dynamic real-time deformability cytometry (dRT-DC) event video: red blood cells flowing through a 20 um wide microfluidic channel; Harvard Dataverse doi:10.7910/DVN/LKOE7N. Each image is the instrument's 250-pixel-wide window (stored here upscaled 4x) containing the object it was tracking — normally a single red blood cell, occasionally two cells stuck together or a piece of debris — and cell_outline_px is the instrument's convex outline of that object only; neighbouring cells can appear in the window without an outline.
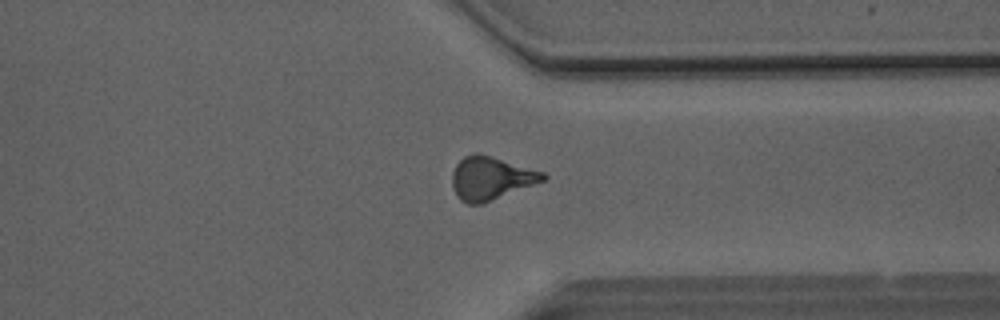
{"species": "Egyptian fruit bat (a non-hibernating species)", "species_latin": "Rousettus aegyptiacus", "temperature_condition": "room temperature", "stored_images_in_passage": 50, "camera_frame_rate_fps": 3000, "um_per_image_px": 0.085, "animal": {"sex": "male"}, "frame": {"image": 1, "passage_image": 39, "time_ms": 12.667, "image_size_px": [1000, 320], "cell_outline_px": [[548, 176], [544, 180], [480, 204], [468, 204], [460, 200], [456, 196], [452, 188], [452, 172], [456, 164], [464, 156], [476, 152], [544, 172]], "centroid_in_image_um": [41.66, 15.14], "position_along_channel_um": 369.7, "area_um2": 22.48}}
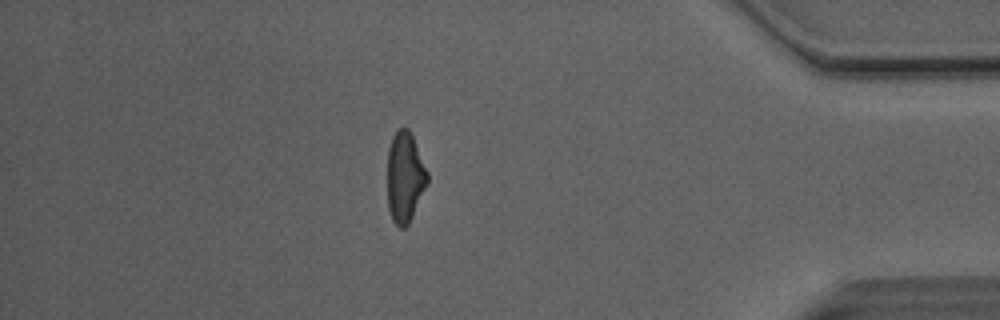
{"frame": {"image": 2, "passage_image": 44, "time_ms": 14.333, "image_size_px": [1000, 320], "cell_outline_px": [[428, 184], [408, 224], [404, 228], [400, 228], [392, 220], [388, 208], [388, 148], [392, 136], [400, 128], [408, 128], [412, 136], [428, 172]], "centroid_in_image_um": [34.42, 15.07], "position_along_channel_um": 400.8, "area_um2": 20.98}, "authors_computed_cell_mechanics": {"area_um2": 22.4264, "velocity_mm_per_s": 4.1349, "shape_relaxation_time_tau1_ms": 7.0016, "shape_relaxation_time_tau2_ms": 2.0188, "deformation_change_tau1": 0.2012, "deformation_change_tau2": 0.0981}}